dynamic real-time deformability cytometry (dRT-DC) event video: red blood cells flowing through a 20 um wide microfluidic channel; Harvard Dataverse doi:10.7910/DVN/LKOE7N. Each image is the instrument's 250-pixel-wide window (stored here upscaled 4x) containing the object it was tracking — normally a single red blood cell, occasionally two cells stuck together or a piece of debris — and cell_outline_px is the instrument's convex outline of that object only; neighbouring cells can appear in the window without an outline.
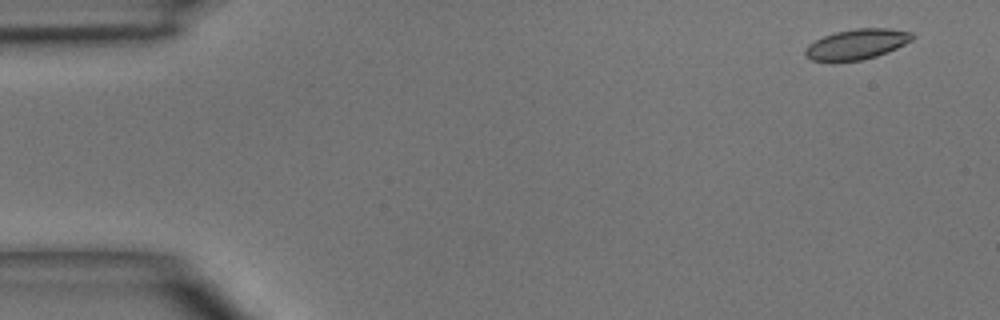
{"species": "common noctule bat (a hibernating species)", "species_latin": "Nyctalus noctula", "temperature_condition": "room temperature", "stored_images_in_passage": 4, "camera_frame_rate_fps": 3000, "um_per_image_px": 0.085, "animal": {"sex": "male", "body_mass_g": 15.6}, "frame": {"image": 1, "passage_image": 1, "time_ms": 0.0, "image_size_px": [1000, 320], "cell_outline_px": [[916, 36], [912, 40], [888, 52], [876, 56], [860, 60], [812, 60], [804, 52], [808, 44], [824, 36], [836, 32], [856, 28], [888, 28], [912, 32]], "centroid_in_image_um": [72.88, 3.73], "position_along_channel_um": 12.1, "area_um2": 18.55}}
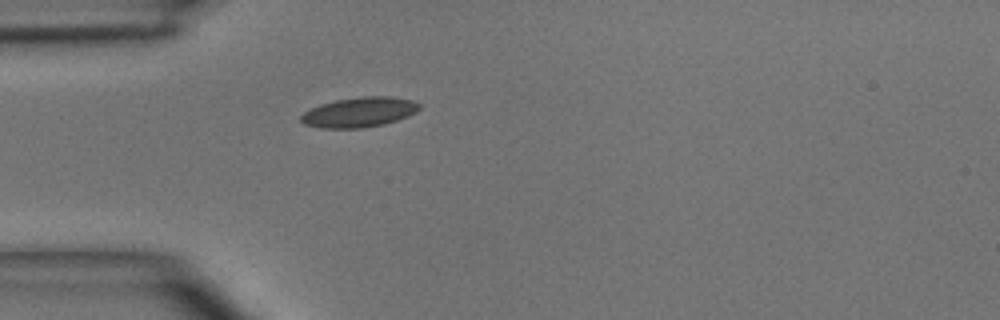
{"frame": {"image": 2, "passage_image": 4, "time_ms": 3.667, "image_size_px": [1000, 320], "cell_outline_px": [[420, 108], [416, 112], [408, 116], [384, 124], [360, 128], [320, 128], [304, 124], [300, 120], [300, 116], [304, 112], [320, 104], [336, 100], [360, 96], [388, 96], [412, 100], [420, 104]], "centroid_in_image_um": [30.53, 9.53], "position_along_channel_um": 54.5, "area_um2": 20.63}}